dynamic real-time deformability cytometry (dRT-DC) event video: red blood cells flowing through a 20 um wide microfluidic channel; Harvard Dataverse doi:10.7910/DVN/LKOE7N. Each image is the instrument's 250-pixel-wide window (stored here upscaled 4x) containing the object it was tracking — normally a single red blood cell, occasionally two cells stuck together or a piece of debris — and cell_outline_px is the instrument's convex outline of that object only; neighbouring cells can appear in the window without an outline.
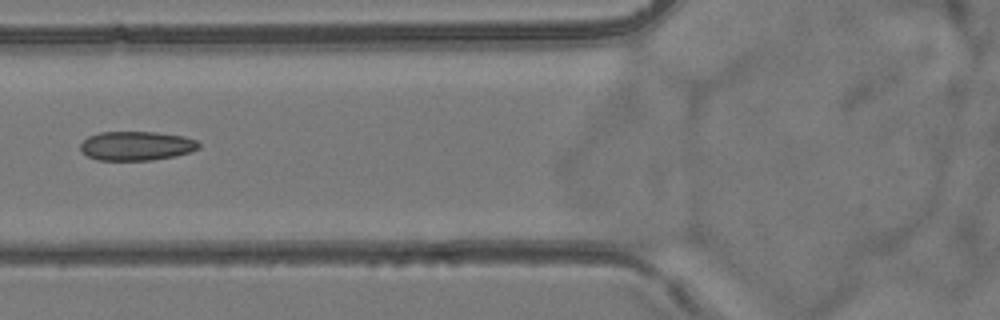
{"species": "common noctule bat (a hibernating species)", "species_latin": "Nyctalus noctula", "temperature_condition": "room temperature", "stored_images_in_passage": 6, "camera_frame_rate_fps": 3000, "um_per_image_px": 0.085, "animal": {"sex": "female", "body_mass_g": 24.6, "forearm_length_mm": 56.2}, "frame": {"image": 1, "passage_image": 5, "time_ms": 5.333, "image_size_px": [1000, 320], "cell_outline_px": [[200, 148], [176, 156], [152, 160], [96, 160], [80, 152], [80, 144], [88, 136], [100, 132], [156, 132], [184, 136], [196, 140], [200, 144]], "centroid_in_image_um": [11.58, 12.4], "position_along_channel_um": 114.2, "area_um2": 20.23}}
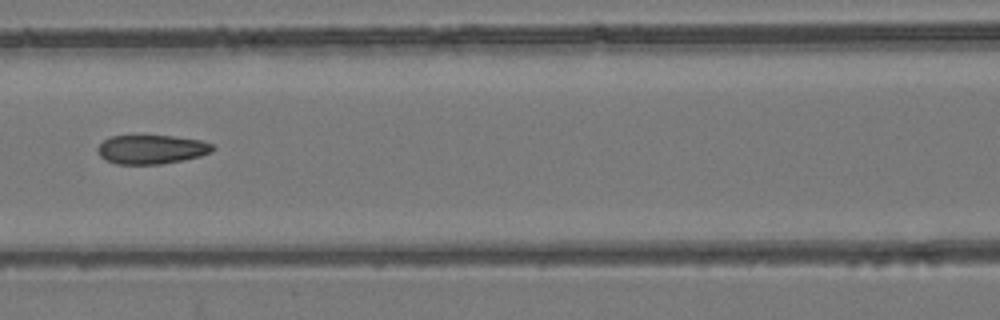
{"frame": {"image": 2, "passage_image": 6, "time_ms": 6.333, "image_size_px": [1000, 320], "cell_outline_px": [[216, 148], [212, 152], [200, 156], [184, 160], [160, 164], [116, 164], [104, 160], [100, 156], [96, 148], [104, 140], [112, 136], [172, 136], [200, 140], [212, 144]], "centroid_in_image_um": [12.88, 12.71], "position_along_channel_um": 153.7, "area_um2": 19.48}}